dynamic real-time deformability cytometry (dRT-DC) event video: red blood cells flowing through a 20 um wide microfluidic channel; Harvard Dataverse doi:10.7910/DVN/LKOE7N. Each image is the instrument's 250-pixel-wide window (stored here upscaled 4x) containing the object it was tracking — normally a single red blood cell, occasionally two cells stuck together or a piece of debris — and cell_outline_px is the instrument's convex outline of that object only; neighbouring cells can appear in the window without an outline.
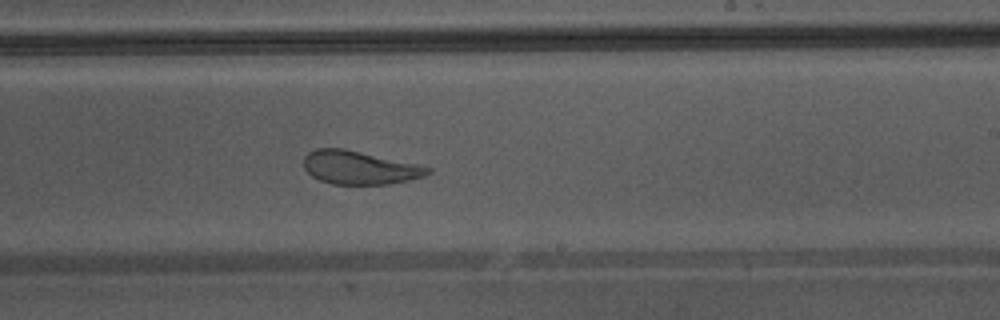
{"species": "Egyptian fruit bat (a non-hibernating species)", "species_latin": "Rousettus aegyptiacus", "temperature_condition": "warm", "stored_images_in_passage": 43, "camera_frame_rate_fps": 3000, "um_per_image_px": 0.085, "animal": {"sex": "male"}, "frame": {"image": 1, "passage_image": 31, "time_ms": 10.0, "image_size_px": [1000, 320], "cell_outline_px": [[432, 172], [424, 176], [408, 180], [388, 184], [332, 184], [320, 180], [312, 176], [304, 168], [304, 156], [308, 152], [316, 148], [344, 148], [416, 164], [432, 168]], "centroid_in_image_um": [30.54, 14.24], "position_along_channel_um": 258.5, "area_um2": 23.99}}